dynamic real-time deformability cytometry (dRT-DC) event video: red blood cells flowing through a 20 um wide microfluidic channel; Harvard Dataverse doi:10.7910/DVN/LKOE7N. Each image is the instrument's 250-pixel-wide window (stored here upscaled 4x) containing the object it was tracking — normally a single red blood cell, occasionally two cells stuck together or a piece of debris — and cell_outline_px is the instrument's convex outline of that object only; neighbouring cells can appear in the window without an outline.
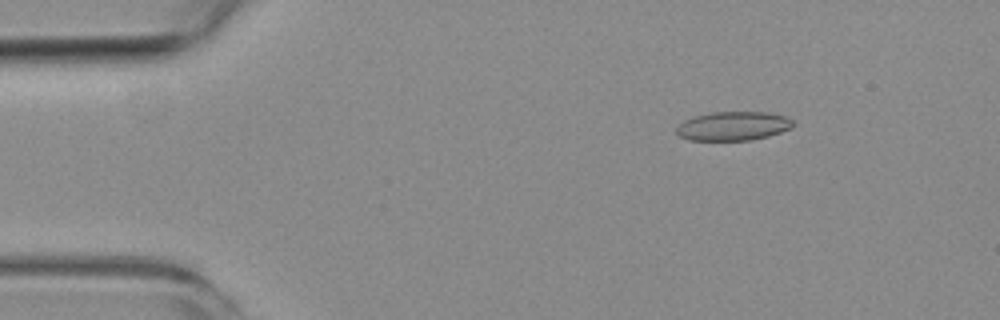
{"species": "common noctule bat (a hibernating species)", "species_latin": "Nyctalus noctula", "temperature_condition": "room temperature", "stored_images_in_passage": 5, "camera_frame_rate_fps": 3000, "um_per_image_px": 0.085, "animal": {"sex": "female", "body_mass_g": 19.3, "forearm_length_mm": 54.1}, "frame": {"image": 1, "passage_image": 3, "time_ms": 2.333, "image_size_px": [1000, 320], "cell_outline_px": [[792, 128], [768, 136], [752, 140], [688, 140], [680, 136], [676, 132], [676, 128], [684, 120], [692, 116], [712, 112], [764, 112], [788, 116], [792, 120]], "centroid_in_image_um": [62.31, 10.71], "position_along_channel_um": 22.7, "area_um2": 19.71}}